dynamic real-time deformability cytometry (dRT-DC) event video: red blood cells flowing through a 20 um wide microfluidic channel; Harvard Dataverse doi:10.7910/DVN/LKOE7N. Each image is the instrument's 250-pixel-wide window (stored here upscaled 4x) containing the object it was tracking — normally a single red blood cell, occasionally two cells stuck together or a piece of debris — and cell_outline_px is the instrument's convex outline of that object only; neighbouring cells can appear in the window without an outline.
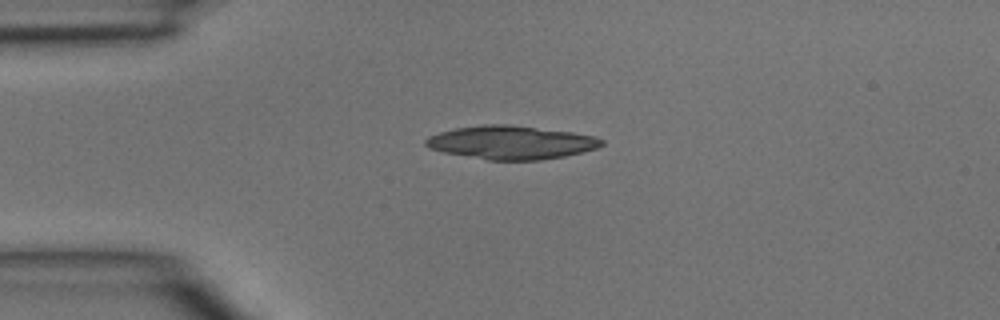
{"species": "common noctule bat (a hibernating species)", "species_latin": "Nyctalus noctula", "temperature_condition": "room temperature", "stored_images_in_passage": 1, "camera_frame_rate_fps": 3000, "um_per_image_px": 0.085, "animal": {"sex": "male", "body_mass_g": 15.6}, "frame": {"image": 1, "passage_image": 1, "time_ms": 0.0, "image_size_px": [1000, 320], "cell_outline_px": [[604, 144], [596, 148], [564, 156], [540, 160], [488, 160], [444, 152], [428, 148], [424, 144], [424, 140], [428, 136], [440, 132], [456, 128], [484, 124], [508, 124], [572, 132], [596, 136], [604, 140]], "centroid_in_image_um": [43.43, 12.1], "position_along_channel_um": 41.6, "area_um2": 34.22}}